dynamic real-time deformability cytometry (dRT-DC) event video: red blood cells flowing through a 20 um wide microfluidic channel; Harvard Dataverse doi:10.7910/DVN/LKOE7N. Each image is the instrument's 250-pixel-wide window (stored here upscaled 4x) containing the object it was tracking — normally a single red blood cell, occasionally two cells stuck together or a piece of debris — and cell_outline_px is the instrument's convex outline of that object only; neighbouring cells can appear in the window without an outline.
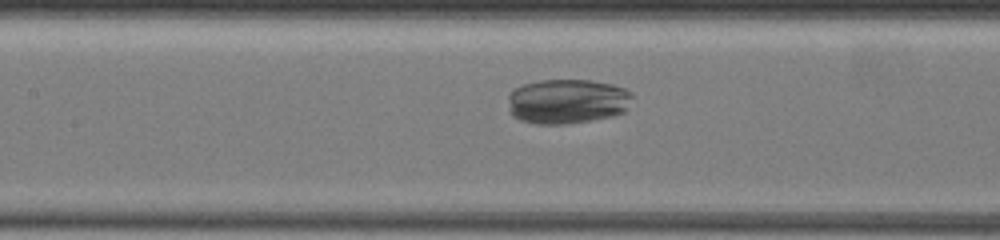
{"species": "common noctule bat (a hibernating species)", "species_latin": "Nyctalus noctula", "temperature_condition": "warm", "stored_images_in_passage": 22, "camera_frame_rate_fps": 3000, "um_per_image_px": 0.085, "animal": {"sex": "female", "body_mass_g": 19.5, "forearm_length_mm": 54.1}, "frame": {"image": 1, "passage_image": 18, "time_ms": 3.667, "image_size_px": [1000, 240], "cell_outline_px": [[632, 96], [624, 112], [612, 116], [592, 120], [568, 124], [536, 124], [520, 120], [512, 116], [508, 100], [508, 96], [512, 88], [524, 84], [540, 80], [592, 80], [612, 84], [624, 88], [632, 92]], "centroid_in_image_um": [48.2, 8.61], "position_along_channel_um": 159.2, "area_um2": 32.66}}